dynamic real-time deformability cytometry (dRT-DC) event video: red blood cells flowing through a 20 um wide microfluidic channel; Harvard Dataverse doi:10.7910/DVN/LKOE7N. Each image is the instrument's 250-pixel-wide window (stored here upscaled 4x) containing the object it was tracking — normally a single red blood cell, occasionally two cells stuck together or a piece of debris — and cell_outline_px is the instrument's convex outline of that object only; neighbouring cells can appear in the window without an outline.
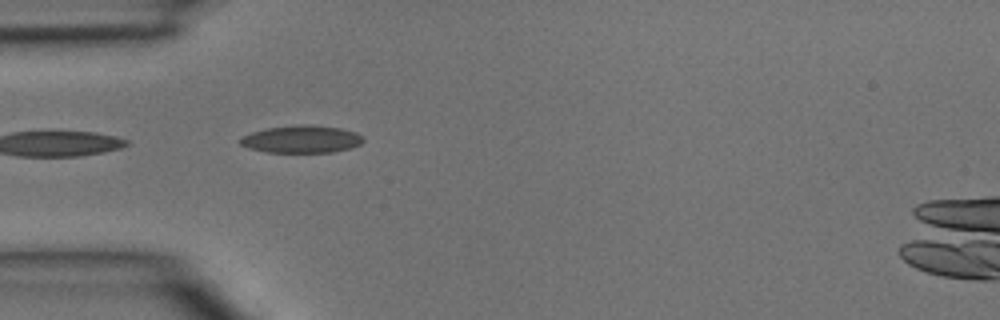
{"species": "common noctule bat (a hibernating species)", "species_latin": "Nyctalus noctula", "temperature_condition": "room temperature", "stored_images_in_passage": 2, "camera_frame_rate_fps": 3000, "um_per_image_px": 0.085, "animal": {"sex": "male", "body_mass_g": 15.6}, "frame": {"image": 1, "passage_image": 2, "time_ms": 0.333, "image_size_px": [1000, 320], "cell_outline_px": [[364, 140], [360, 144], [352, 148], [332, 152], [268, 152], [248, 148], [240, 144], [240, 140], [244, 136], [252, 132], [268, 128], [304, 124], [312, 124], [340, 128], [356, 132], [364, 136]], "centroid_in_image_um": [25.69, 11.83], "position_along_channel_um": 59.3, "area_um2": 19.65}}